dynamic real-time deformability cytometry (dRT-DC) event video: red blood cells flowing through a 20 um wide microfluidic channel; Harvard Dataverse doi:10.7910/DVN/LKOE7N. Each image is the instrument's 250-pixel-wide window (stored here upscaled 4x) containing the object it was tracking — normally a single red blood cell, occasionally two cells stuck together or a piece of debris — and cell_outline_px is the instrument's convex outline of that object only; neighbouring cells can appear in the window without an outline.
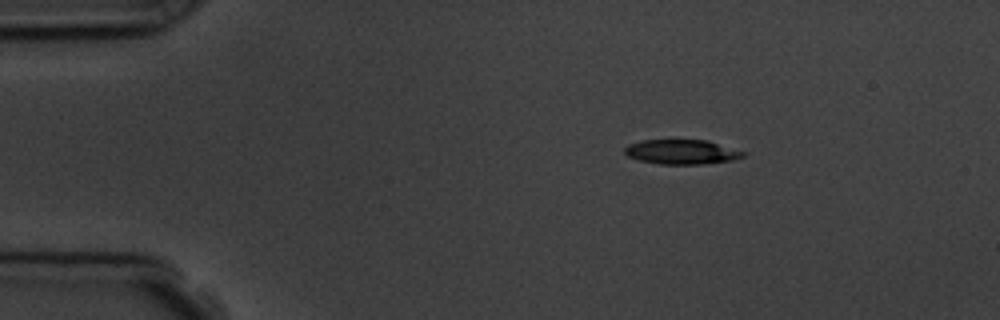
{"species": "common noctule bat (a hibernating species)", "species_latin": "Nyctalus noctula", "temperature_condition": "room temperature", "stored_images_in_passage": 6, "segment_of_instrument_passage": [1, 2], "camera_frame_rate_fps": 3000, "um_per_image_px": 0.085, "animal": {"sex": "male", "body_mass_g": 19.5, "forearm_length_mm": 54.6}, "frame": {"image": 1, "passage_image": 3, "time_ms": 2.333, "image_size_px": [1000, 320], "cell_outline_px": [[748, 152], [744, 156], [736, 160], [700, 164], [660, 164], [640, 160], [628, 156], [624, 152], [624, 148], [628, 144], [644, 140], [708, 140]], "centroid_in_image_um": [58.0, 12.91], "position_along_channel_um": 27.0, "area_um2": 17.11}}